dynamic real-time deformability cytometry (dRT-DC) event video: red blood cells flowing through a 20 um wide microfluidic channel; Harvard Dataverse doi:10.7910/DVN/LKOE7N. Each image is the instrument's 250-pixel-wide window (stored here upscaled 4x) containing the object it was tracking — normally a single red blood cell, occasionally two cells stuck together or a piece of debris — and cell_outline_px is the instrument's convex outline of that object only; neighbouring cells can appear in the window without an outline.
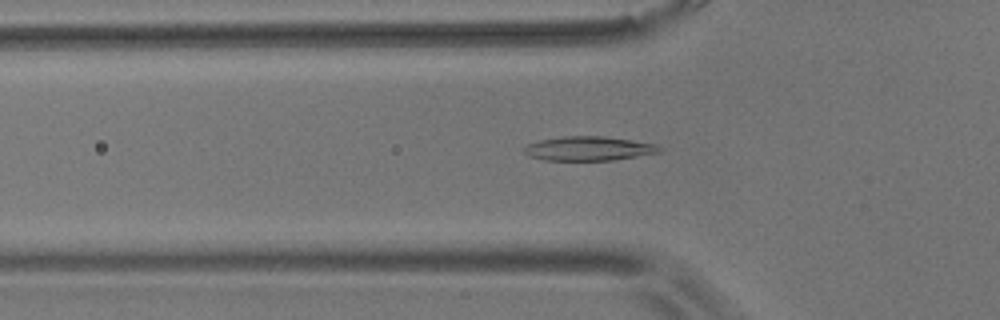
{"species": "common noctule bat (a hibernating species)", "species_latin": "Nyctalus noctula", "temperature_condition": "room temperature", "stored_images_in_passage": 55, "camera_frame_rate_fps": 3000, "um_per_image_px": 0.085, "animal": {"sex": "male", "body_mass_g": 17.9}, "frame": {"image": 1, "passage_image": 18, "time_ms": 5.667, "image_size_px": [1000, 320], "cell_outline_px": [[664, 148], [660, 152], [612, 160], [544, 160], [528, 156], [520, 148], [528, 144], [540, 140], [560, 136], [604, 136], [656, 144]], "centroid_in_image_um": [49.99, 12.62], "position_along_channel_um": 75.8, "area_um2": 19.13}}
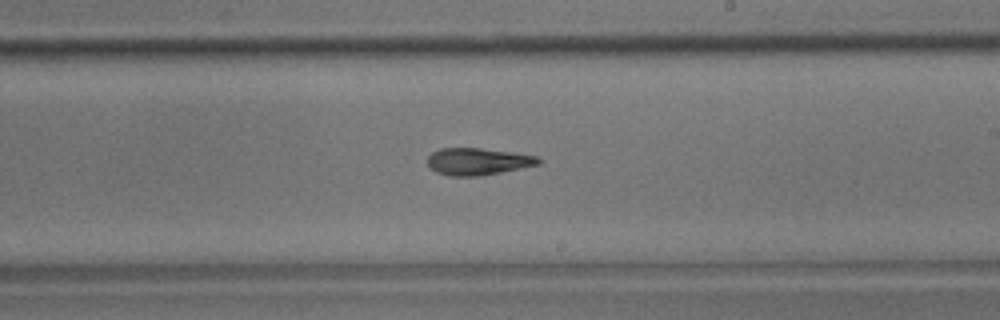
{"frame": {"image": 2, "passage_image": 32, "time_ms": 10.333, "image_size_px": [1000, 320], "cell_outline_px": [[544, 160], [540, 164], [480, 176], [448, 176], [436, 172], [428, 168], [428, 156], [432, 152], [440, 148], [480, 148], [512, 152], [540, 156]], "centroid_in_image_um": [40.63, 13.72], "position_along_channel_um": 248.4, "area_um2": 17.69}}
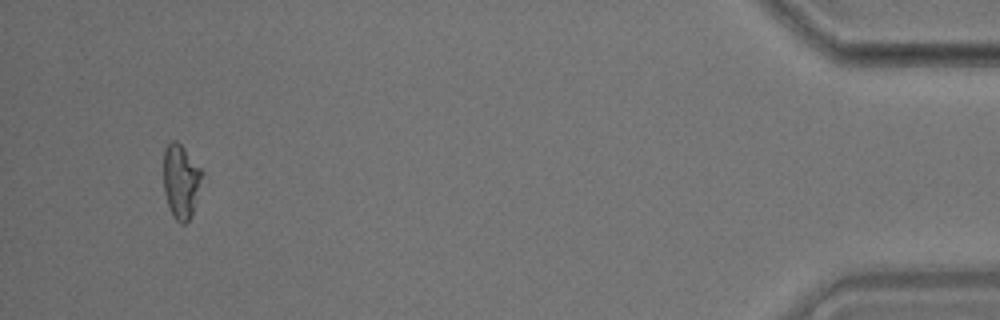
{"frame": {"image": 3, "passage_image": 52, "time_ms": 17.0, "image_size_px": [1000, 320], "cell_outline_px": [[208, 180], [188, 220], [184, 224], [180, 224], [172, 216], [164, 192], [164, 148], [172, 140], [176, 140], [184, 148], [204, 172]], "centroid_in_image_um": [15.46, 15.42], "position_along_channel_um": 419.7, "area_um2": 17.4}, "authors_computed_cell_mechanics": {"area_um2": 17.7446, "velocity_mm_per_s": 3.6871, "shape_relaxation_time_tau1_ms": 8.6502, "shape_relaxation_time_tau2_ms": 6.4614, "deformation_change_tau1": 0.1861, "deformation_change_tau2": 0.1596}}